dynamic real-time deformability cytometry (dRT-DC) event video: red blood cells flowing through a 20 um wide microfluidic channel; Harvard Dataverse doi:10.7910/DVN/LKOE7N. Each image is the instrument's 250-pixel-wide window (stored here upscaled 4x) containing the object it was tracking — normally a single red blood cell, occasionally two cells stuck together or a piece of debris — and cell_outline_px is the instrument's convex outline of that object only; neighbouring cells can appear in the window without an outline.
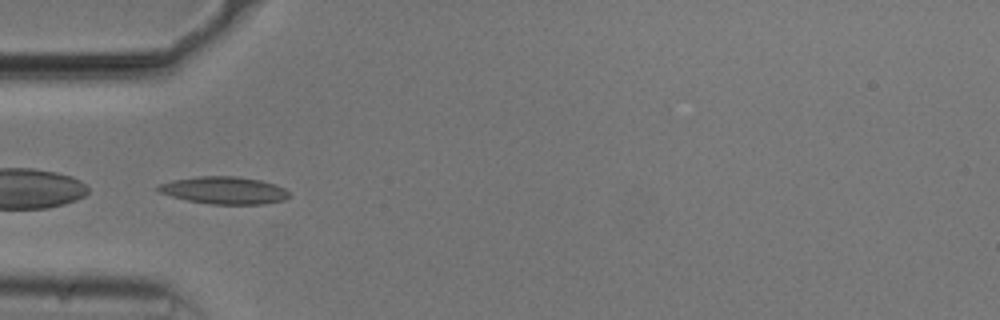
{"species": "common noctule bat (a hibernating species)", "species_latin": "Nyctalus noctula", "temperature_condition": "cold", "stored_images_in_passage": 9, "camera_frame_rate_fps": 3000, "um_per_image_px": 0.085, "animal": {"sex": "male", "body_mass_g": 20.5, "forearm_length_mm": 52.5}, "frame": {"image": 1, "passage_image": 2, "time_ms": 0.333, "image_size_px": [1000, 320], "cell_outline_px": [[292, 196], [284, 200], [264, 204], [208, 204], [188, 200], [172, 196], [160, 192], [156, 188], [156, 184], [172, 180], [196, 176], [236, 176], [260, 180], [284, 188], [292, 192]], "centroid_in_image_um": [19.06, 16.17], "position_along_channel_um": 65.9, "area_um2": 21.04}}
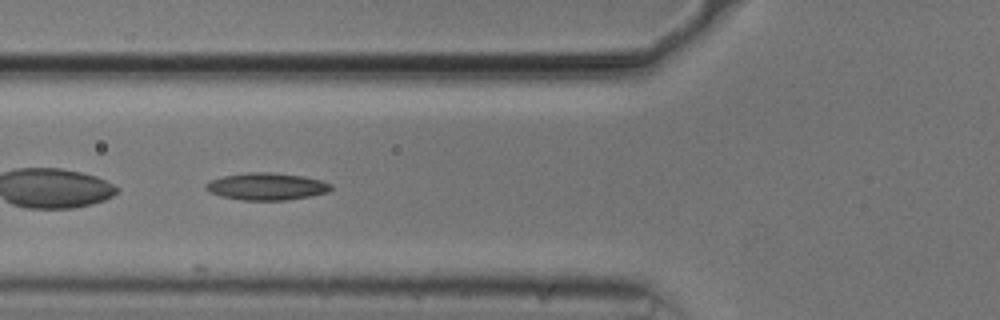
{"frame": {"image": 2, "passage_image": 5, "time_ms": 1.333, "image_size_px": [1000, 320], "cell_outline_px": [[332, 188], [328, 192], [288, 200], [240, 200], [220, 196], [208, 192], [204, 188], [204, 184], [212, 180], [224, 176], [248, 172], [272, 172], [304, 176], [320, 180], [332, 184]], "centroid_in_image_um": [22.64, 15.85], "position_along_channel_um": 103.2, "area_um2": 19.88}}